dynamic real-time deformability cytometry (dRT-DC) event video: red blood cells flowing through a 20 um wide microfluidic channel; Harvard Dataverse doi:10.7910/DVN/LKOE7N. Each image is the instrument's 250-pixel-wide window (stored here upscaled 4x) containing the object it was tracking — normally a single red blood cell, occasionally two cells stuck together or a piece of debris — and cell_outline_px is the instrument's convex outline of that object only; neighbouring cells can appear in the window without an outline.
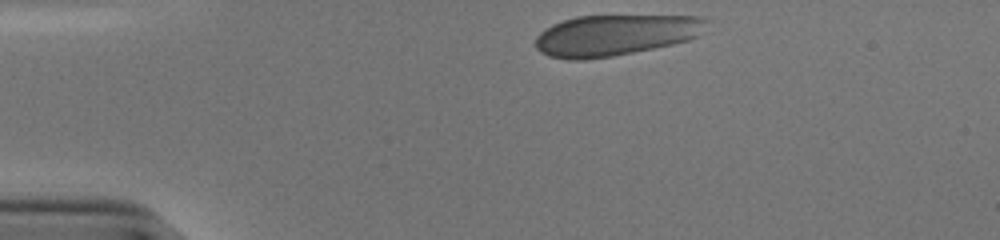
{"species": "human", "species_latin": "Homo sapiens", "temperature_condition": "cold", "stored_images_in_passage": 33, "camera_frame_rate_fps": 3000, "um_per_image_px": 0.085, "donor": {"sex": "male"}, "frame": {"image": 1, "passage_image": 1, "time_ms": 0.0, "image_size_px": [1000, 240], "cell_outline_px": [[708, 20], [696, 36], [688, 40], [672, 44], [612, 56], [584, 60], [568, 60], [548, 56], [540, 52], [536, 48], [536, 36], [544, 28], [552, 24], [576, 16], [700, 16]], "centroid_in_image_um": [52.21, 2.99], "position_along_channel_um": 32.8, "area_um2": 40.58}}
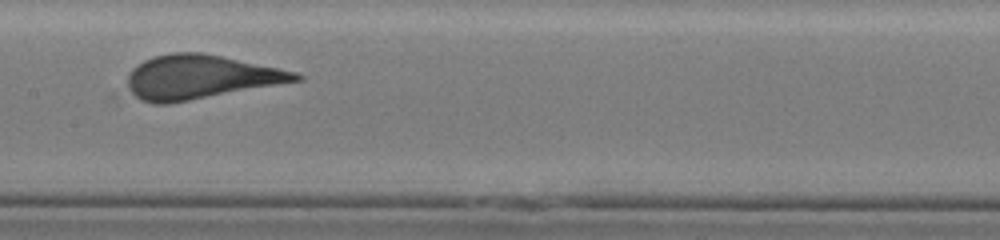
{"frame": {"image": 2, "passage_image": 18, "time_ms": 5.667, "image_size_px": [1000, 240], "cell_outline_px": [[304, 80], [168, 104], [156, 104], [140, 100], [128, 88], [128, 72], [136, 64], [152, 56], [172, 52], [200, 52], [220, 56], [296, 72], [304, 76]], "centroid_in_image_um": [16.99, 6.55], "position_along_channel_um": 190.4, "area_um2": 42.95}}
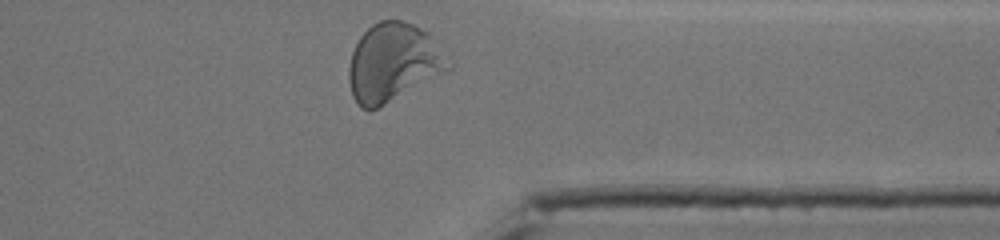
{"frame": {"image": 3, "passage_image": 33, "time_ms": 10.667, "image_size_px": [1000, 240], "cell_outline_px": [[452, 68], [384, 104], [376, 108], [360, 108], [352, 96], [348, 80], [348, 68], [352, 52], [360, 36], [372, 24], [380, 20], [404, 20], [428, 32], [440, 40], [452, 64]], "centroid_in_image_um": [33.45, 5.27], "position_along_channel_um": 377.9, "area_um2": 45.55}, "authors_computed_cell_mechanics": {"area_um2": 42.5408, "velocity_mm_per_s": 3.8311, "shape_relaxation_time_tau1_ms": 5.6093, "shape_relaxation_time_tau2_ms": null, "deformation_change_tau1": 0.1905, "deformation_change_tau2": null}}